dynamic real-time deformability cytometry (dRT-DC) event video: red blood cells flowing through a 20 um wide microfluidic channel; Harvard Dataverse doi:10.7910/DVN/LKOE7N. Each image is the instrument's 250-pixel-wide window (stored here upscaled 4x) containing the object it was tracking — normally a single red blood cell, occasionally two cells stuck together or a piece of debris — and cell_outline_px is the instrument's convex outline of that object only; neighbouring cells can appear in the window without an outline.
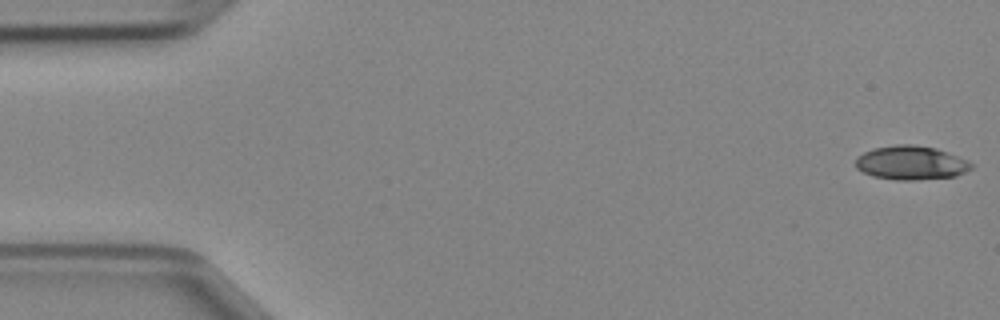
{"species": "Egyptian fruit bat (a non-hibernating species)", "species_latin": "Rousettus aegyptiacus", "temperature_condition": "cold", "stored_images_in_passage": 47, "camera_frame_rate_fps": 3000, "um_per_image_px": 0.085, "animal": {"sex": "female"}, "frame": {"image": 1, "passage_image": 1, "time_ms": 0.0, "image_size_px": [1000, 320], "cell_outline_px": [[972, 168], [956, 176], [916, 180], [896, 180], [872, 176], [856, 168], [856, 156], [872, 148], [896, 144], [912, 144], [936, 148], [968, 160], [972, 164]], "centroid_in_image_um": [77.41, 13.83], "position_along_channel_um": 7.6, "area_um2": 22.95}}
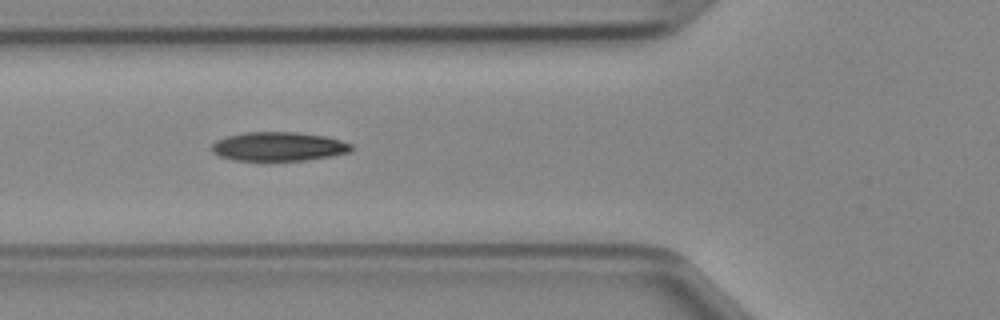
{"frame": {"image": 2, "passage_image": 17, "time_ms": 5.333, "image_size_px": [1000, 320], "cell_outline_px": [[352, 148], [348, 152], [332, 156], [304, 160], [236, 160], [220, 156], [212, 152], [212, 144], [216, 140], [228, 136], [244, 132], [296, 132], [324, 136], [340, 140], [352, 144]], "centroid_in_image_um": [23.67, 12.45], "position_along_channel_um": 102.1, "area_um2": 23.35}}
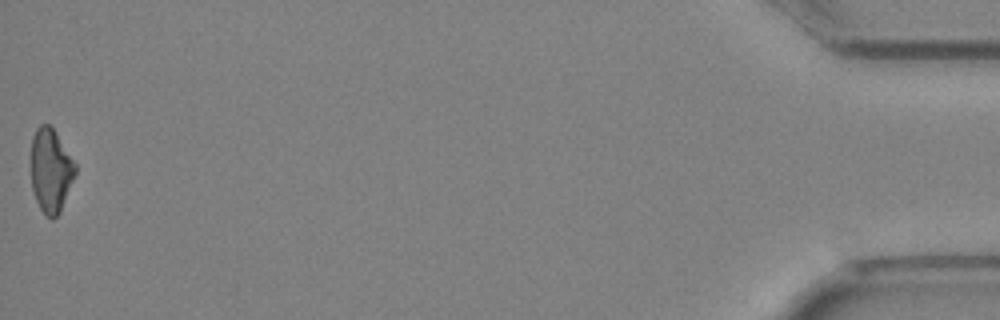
{"frame": {"image": 3, "passage_image": 47, "time_ms": 15.333, "image_size_px": [1000, 320], "cell_outline_px": [[76, 172], [60, 212], [52, 220], [44, 216], [36, 200], [32, 188], [32, 136], [36, 128], [40, 124], [48, 124], [56, 132], [76, 164]], "centroid_in_image_um": [4.32, 14.5], "position_along_channel_um": 430.9, "area_um2": 21.5}}